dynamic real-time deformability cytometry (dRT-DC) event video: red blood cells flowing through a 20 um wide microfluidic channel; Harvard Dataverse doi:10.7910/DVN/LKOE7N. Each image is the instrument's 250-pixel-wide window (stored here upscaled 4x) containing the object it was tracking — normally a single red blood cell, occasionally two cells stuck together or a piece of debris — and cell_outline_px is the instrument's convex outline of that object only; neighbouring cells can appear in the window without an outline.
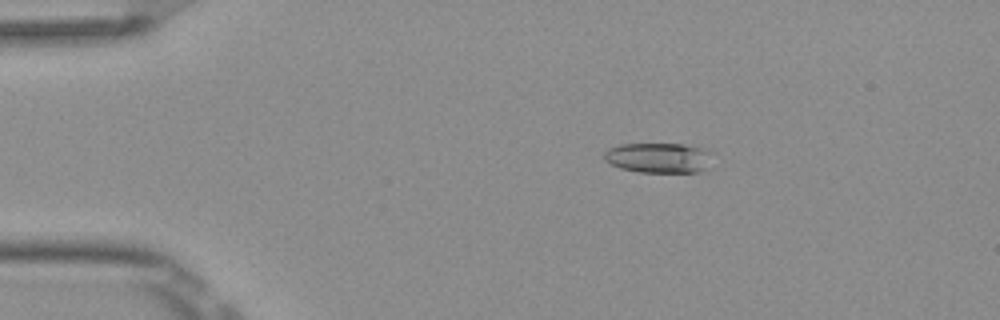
{"species": "Egyptian fruit bat (a non-hibernating species)", "species_latin": "Rousettus aegyptiacus", "temperature_condition": "room temperature", "stored_images_in_passage": 5, "camera_frame_rate_fps": 3000, "um_per_image_px": 0.085, "frame": {"image": 1, "passage_image": 2, "time_ms": 0.333, "image_size_px": [1000, 320], "cell_outline_px": [[708, 168], [700, 172], [640, 172], [620, 168], [604, 160], [604, 152], [608, 148], [620, 144], [684, 144], [700, 148], [708, 152]], "centroid_in_image_um": [55.92, 13.42], "position_along_channel_um": 29.1, "area_um2": 18.79}}
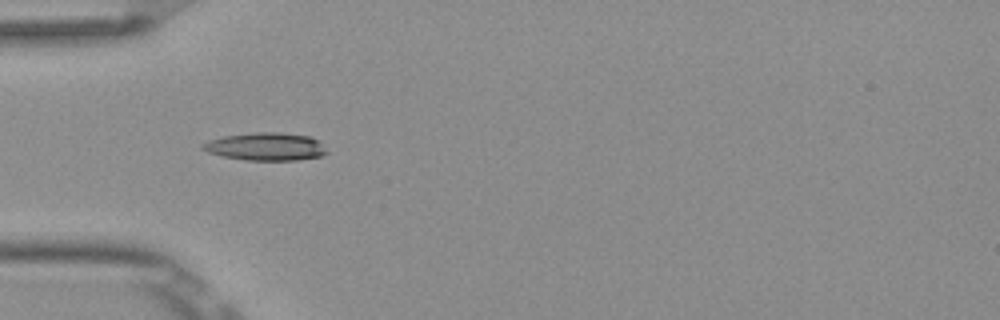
{"frame": {"image": 2, "passage_image": 4, "time_ms": 1.0, "image_size_px": [1000, 320], "cell_outline_px": [[328, 152], [320, 156], [296, 160], [244, 160], [224, 156], [208, 152], [200, 148], [200, 144], [208, 140], [224, 136], [256, 132], [280, 132], [312, 136]], "centroid_in_image_um": [22.55, 12.45], "position_along_channel_um": 62.5, "area_um2": 20.06}}
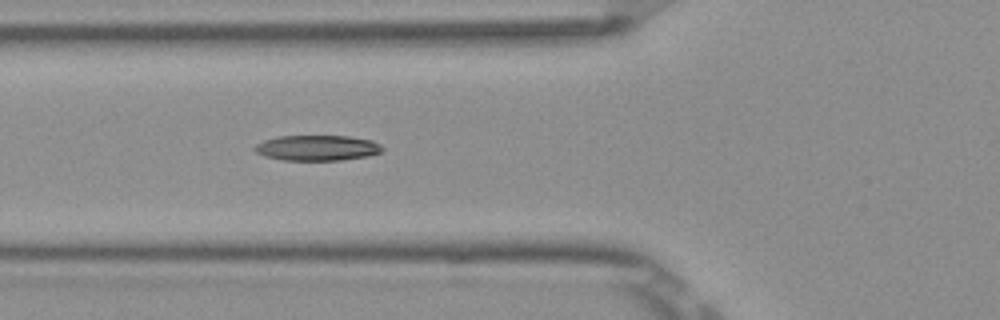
{"frame": {"image": 3, "passage_image": 5, "time_ms": 1.333, "image_size_px": [1000, 320], "cell_outline_px": [[384, 148], [380, 152], [368, 156], [340, 160], [284, 160], [264, 156], [256, 152], [252, 148], [256, 144], [264, 140], [276, 136], [348, 136], [372, 140], [380, 144]], "centroid_in_image_um": [26.94, 12.56], "position_along_channel_um": 98.9, "area_um2": 18.96}}